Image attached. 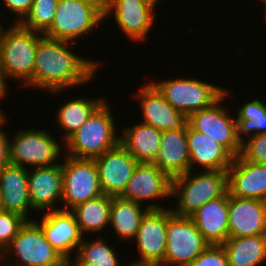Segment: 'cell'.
Masks as SVG:
<instances>
[{
  "instance_id": "1",
  "label": "cell",
  "mask_w": 266,
  "mask_h": 266,
  "mask_svg": "<svg viewBox=\"0 0 266 266\" xmlns=\"http://www.w3.org/2000/svg\"><path fill=\"white\" fill-rule=\"evenodd\" d=\"M70 45V42L42 35L35 55L33 79L26 86L57 95L65 88L91 82L100 63L77 56L69 49Z\"/></svg>"
},
{
  "instance_id": "2",
  "label": "cell",
  "mask_w": 266,
  "mask_h": 266,
  "mask_svg": "<svg viewBox=\"0 0 266 266\" xmlns=\"http://www.w3.org/2000/svg\"><path fill=\"white\" fill-rule=\"evenodd\" d=\"M0 31V68L6 79L15 78L24 87L33 79L35 55L42 33L15 23Z\"/></svg>"
},
{
  "instance_id": "3",
  "label": "cell",
  "mask_w": 266,
  "mask_h": 266,
  "mask_svg": "<svg viewBox=\"0 0 266 266\" xmlns=\"http://www.w3.org/2000/svg\"><path fill=\"white\" fill-rule=\"evenodd\" d=\"M200 173V174H199ZM172 178L171 196L177 197L173 214L189 217L205 203L224 196L228 192L227 170H204Z\"/></svg>"
},
{
  "instance_id": "4",
  "label": "cell",
  "mask_w": 266,
  "mask_h": 266,
  "mask_svg": "<svg viewBox=\"0 0 266 266\" xmlns=\"http://www.w3.org/2000/svg\"><path fill=\"white\" fill-rule=\"evenodd\" d=\"M111 107L105 100L65 142L67 156L94 159L119 143Z\"/></svg>"
},
{
  "instance_id": "5",
  "label": "cell",
  "mask_w": 266,
  "mask_h": 266,
  "mask_svg": "<svg viewBox=\"0 0 266 266\" xmlns=\"http://www.w3.org/2000/svg\"><path fill=\"white\" fill-rule=\"evenodd\" d=\"M104 1L58 0L55 17L46 37L72 42L83 38L104 21Z\"/></svg>"
},
{
  "instance_id": "6",
  "label": "cell",
  "mask_w": 266,
  "mask_h": 266,
  "mask_svg": "<svg viewBox=\"0 0 266 266\" xmlns=\"http://www.w3.org/2000/svg\"><path fill=\"white\" fill-rule=\"evenodd\" d=\"M12 252H14L13 255L16 261L18 260V263H10V260L7 258L8 254L10 258ZM6 253L2 266L69 265V262L45 239L42 229L34 220L26 221L18 234L6 246Z\"/></svg>"
},
{
  "instance_id": "7",
  "label": "cell",
  "mask_w": 266,
  "mask_h": 266,
  "mask_svg": "<svg viewBox=\"0 0 266 266\" xmlns=\"http://www.w3.org/2000/svg\"><path fill=\"white\" fill-rule=\"evenodd\" d=\"M151 83L169 104L187 117L194 112L210 107L224 94L223 87L197 80L194 77L191 79H166L159 83H154V81Z\"/></svg>"
},
{
  "instance_id": "8",
  "label": "cell",
  "mask_w": 266,
  "mask_h": 266,
  "mask_svg": "<svg viewBox=\"0 0 266 266\" xmlns=\"http://www.w3.org/2000/svg\"><path fill=\"white\" fill-rule=\"evenodd\" d=\"M208 245L190 217L177 216L167 209V241L161 265L189 266Z\"/></svg>"
},
{
  "instance_id": "9",
  "label": "cell",
  "mask_w": 266,
  "mask_h": 266,
  "mask_svg": "<svg viewBox=\"0 0 266 266\" xmlns=\"http://www.w3.org/2000/svg\"><path fill=\"white\" fill-rule=\"evenodd\" d=\"M94 159H79L66 155L62 163L61 210L70 211L87 200L102 195Z\"/></svg>"
},
{
  "instance_id": "10",
  "label": "cell",
  "mask_w": 266,
  "mask_h": 266,
  "mask_svg": "<svg viewBox=\"0 0 266 266\" xmlns=\"http://www.w3.org/2000/svg\"><path fill=\"white\" fill-rule=\"evenodd\" d=\"M9 142L10 162L21 167H49L58 164L62 146L45 130H22ZM27 165V166H25Z\"/></svg>"
},
{
  "instance_id": "11",
  "label": "cell",
  "mask_w": 266,
  "mask_h": 266,
  "mask_svg": "<svg viewBox=\"0 0 266 266\" xmlns=\"http://www.w3.org/2000/svg\"><path fill=\"white\" fill-rule=\"evenodd\" d=\"M224 88V94L210 107L194 112L188 116L187 124L195 131L202 132L223 145L234 157L240 154L241 142L237 137L236 118L229 115L223 108L222 100L228 93Z\"/></svg>"
},
{
  "instance_id": "12",
  "label": "cell",
  "mask_w": 266,
  "mask_h": 266,
  "mask_svg": "<svg viewBox=\"0 0 266 266\" xmlns=\"http://www.w3.org/2000/svg\"><path fill=\"white\" fill-rule=\"evenodd\" d=\"M156 3L151 0H104V20L113 14L116 24L126 37L144 41L153 26Z\"/></svg>"
},
{
  "instance_id": "13",
  "label": "cell",
  "mask_w": 266,
  "mask_h": 266,
  "mask_svg": "<svg viewBox=\"0 0 266 266\" xmlns=\"http://www.w3.org/2000/svg\"><path fill=\"white\" fill-rule=\"evenodd\" d=\"M104 195L120 196L132 177L138 161L120 144L94 158Z\"/></svg>"
},
{
  "instance_id": "14",
  "label": "cell",
  "mask_w": 266,
  "mask_h": 266,
  "mask_svg": "<svg viewBox=\"0 0 266 266\" xmlns=\"http://www.w3.org/2000/svg\"><path fill=\"white\" fill-rule=\"evenodd\" d=\"M41 221H35L42 229L45 239L56 249L68 262L71 261L72 251L78 249L83 241L84 234L70 211H48L41 216Z\"/></svg>"
},
{
  "instance_id": "15",
  "label": "cell",
  "mask_w": 266,
  "mask_h": 266,
  "mask_svg": "<svg viewBox=\"0 0 266 266\" xmlns=\"http://www.w3.org/2000/svg\"><path fill=\"white\" fill-rule=\"evenodd\" d=\"M172 178L154 163L138 162L124 192L123 199L141 204L147 200L171 197Z\"/></svg>"
},
{
  "instance_id": "16",
  "label": "cell",
  "mask_w": 266,
  "mask_h": 266,
  "mask_svg": "<svg viewBox=\"0 0 266 266\" xmlns=\"http://www.w3.org/2000/svg\"><path fill=\"white\" fill-rule=\"evenodd\" d=\"M135 95L140 99L143 123L160 131L183 129L187 125L188 117L169 104L152 83L143 85Z\"/></svg>"
},
{
  "instance_id": "17",
  "label": "cell",
  "mask_w": 266,
  "mask_h": 266,
  "mask_svg": "<svg viewBox=\"0 0 266 266\" xmlns=\"http://www.w3.org/2000/svg\"><path fill=\"white\" fill-rule=\"evenodd\" d=\"M28 192L35 212L61 210L54 206L62 199V164L34 167L28 171Z\"/></svg>"
},
{
  "instance_id": "18",
  "label": "cell",
  "mask_w": 266,
  "mask_h": 266,
  "mask_svg": "<svg viewBox=\"0 0 266 266\" xmlns=\"http://www.w3.org/2000/svg\"><path fill=\"white\" fill-rule=\"evenodd\" d=\"M229 238L266 234V202L229 194Z\"/></svg>"
},
{
  "instance_id": "19",
  "label": "cell",
  "mask_w": 266,
  "mask_h": 266,
  "mask_svg": "<svg viewBox=\"0 0 266 266\" xmlns=\"http://www.w3.org/2000/svg\"><path fill=\"white\" fill-rule=\"evenodd\" d=\"M141 261L162 264L167 241V208L149 210L142 218L133 239Z\"/></svg>"
},
{
  "instance_id": "20",
  "label": "cell",
  "mask_w": 266,
  "mask_h": 266,
  "mask_svg": "<svg viewBox=\"0 0 266 266\" xmlns=\"http://www.w3.org/2000/svg\"><path fill=\"white\" fill-rule=\"evenodd\" d=\"M227 174L230 195L266 202V164L249 162L238 155Z\"/></svg>"
},
{
  "instance_id": "21",
  "label": "cell",
  "mask_w": 266,
  "mask_h": 266,
  "mask_svg": "<svg viewBox=\"0 0 266 266\" xmlns=\"http://www.w3.org/2000/svg\"><path fill=\"white\" fill-rule=\"evenodd\" d=\"M28 170L10 164L0 170V210L20 214L27 220L30 208Z\"/></svg>"
},
{
  "instance_id": "22",
  "label": "cell",
  "mask_w": 266,
  "mask_h": 266,
  "mask_svg": "<svg viewBox=\"0 0 266 266\" xmlns=\"http://www.w3.org/2000/svg\"><path fill=\"white\" fill-rule=\"evenodd\" d=\"M187 145L191 172L197 164L204 170H227L233 162L234 156L223 145L206 134L193 130L188 124Z\"/></svg>"
},
{
  "instance_id": "23",
  "label": "cell",
  "mask_w": 266,
  "mask_h": 266,
  "mask_svg": "<svg viewBox=\"0 0 266 266\" xmlns=\"http://www.w3.org/2000/svg\"><path fill=\"white\" fill-rule=\"evenodd\" d=\"M229 193L205 203L189 217L203 238L214 245H221L229 238Z\"/></svg>"
},
{
  "instance_id": "24",
  "label": "cell",
  "mask_w": 266,
  "mask_h": 266,
  "mask_svg": "<svg viewBox=\"0 0 266 266\" xmlns=\"http://www.w3.org/2000/svg\"><path fill=\"white\" fill-rule=\"evenodd\" d=\"M187 125L183 129L162 131L160 149L153 162L171 178L189 171Z\"/></svg>"
},
{
  "instance_id": "25",
  "label": "cell",
  "mask_w": 266,
  "mask_h": 266,
  "mask_svg": "<svg viewBox=\"0 0 266 266\" xmlns=\"http://www.w3.org/2000/svg\"><path fill=\"white\" fill-rule=\"evenodd\" d=\"M164 209L161 205L150 203L146 208L120 196H111L109 223L116 232V237L133 240L137 234L142 218L149 210Z\"/></svg>"
},
{
  "instance_id": "26",
  "label": "cell",
  "mask_w": 266,
  "mask_h": 266,
  "mask_svg": "<svg viewBox=\"0 0 266 266\" xmlns=\"http://www.w3.org/2000/svg\"><path fill=\"white\" fill-rule=\"evenodd\" d=\"M119 143L138 161L153 163L158 156L162 131L146 123L123 128Z\"/></svg>"
},
{
  "instance_id": "27",
  "label": "cell",
  "mask_w": 266,
  "mask_h": 266,
  "mask_svg": "<svg viewBox=\"0 0 266 266\" xmlns=\"http://www.w3.org/2000/svg\"><path fill=\"white\" fill-rule=\"evenodd\" d=\"M221 245L229 266H259L266 261V234L228 238Z\"/></svg>"
},
{
  "instance_id": "28",
  "label": "cell",
  "mask_w": 266,
  "mask_h": 266,
  "mask_svg": "<svg viewBox=\"0 0 266 266\" xmlns=\"http://www.w3.org/2000/svg\"><path fill=\"white\" fill-rule=\"evenodd\" d=\"M111 196L100 195L70 210L81 233L101 232L109 224Z\"/></svg>"
},
{
  "instance_id": "29",
  "label": "cell",
  "mask_w": 266,
  "mask_h": 266,
  "mask_svg": "<svg viewBox=\"0 0 266 266\" xmlns=\"http://www.w3.org/2000/svg\"><path fill=\"white\" fill-rule=\"evenodd\" d=\"M105 101L102 98H73L58 108L57 122L64 131L63 142L87 121L90 115Z\"/></svg>"
},
{
  "instance_id": "30",
  "label": "cell",
  "mask_w": 266,
  "mask_h": 266,
  "mask_svg": "<svg viewBox=\"0 0 266 266\" xmlns=\"http://www.w3.org/2000/svg\"><path fill=\"white\" fill-rule=\"evenodd\" d=\"M76 255L69 262L70 266H122L119 264L118 254L100 237L92 241L84 237Z\"/></svg>"
},
{
  "instance_id": "31",
  "label": "cell",
  "mask_w": 266,
  "mask_h": 266,
  "mask_svg": "<svg viewBox=\"0 0 266 266\" xmlns=\"http://www.w3.org/2000/svg\"><path fill=\"white\" fill-rule=\"evenodd\" d=\"M236 113L237 137L240 142L245 140L242 138L244 134L251 137L266 133V103L260 101V98L244 103Z\"/></svg>"
},
{
  "instance_id": "32",
  "label": "cell",
  "mask_w": 266,
  "mask_h": 266,
  "mask_svg": "<svg viewBox=\"0 0 266 266\" xmlns=\"http://www.w3.org/2000/svg\"><path fill=\"white\" fill-rule=\"evenodd\" d=\"M57 4L58 0H33L29 13L19 24L44 34L53 23Z\"/></svg>"
},
{
  "instance_id": "33",
  "label": "cell",
  "mask_w": 266,
  "mask_h": 266,
  "mask_svg": "<svg viewBox=\"0 0 266 266\" xmlns=\"http://www.w3.org/2000/svg\"><path fill=\"white\" fill-rule=\"evenodd\" d=\"M241 142L239 156L249 162L266 164V133L253 135Z\"/></svg>"
},
{
  "instance_id": "34",
  "label": "cell",
  "mask_w": 266,
  "mask_h": 266,
  "mask_svg": "<svg viewBox=\"0 0 266 266\" xmlns=\"http://www.w3.org/2000/svg\"><path fill=\"white\" fill-rule=\"evenodd\" d=\"M27 219L20 214L0 210V241L6 247L18 234Z\"/></svg>"
},
{
  "instance_id": "35",
  "label": "cell",
  "mask_w": 266,
  "mask_h": 266,
  "mask_svg": "<svg viewBox=\"0 0 266 266\" xmlns=\"http://www.w3.org/2000/svg\"><path fill=\"white\" fill-rule=\"evenodd\" d=\"M189 266H229V263L222 245L209 244Z\"/></svg>"
},
{
  "instance_id": "36",
  "label": "cell",
  "mask_w": 266,
  "mask_h": 266,
  "mask_svg": "<svg viewBox=\"0 0 266 266\" xmlns=\"http://www.w3.org/2000/svg\"><path fill=\"white\" fill-rule=\"evenodd\" d=\"M2 3L11 13H15V17H18L15 23H20L29 13L33 0H2Z\"/></svg>"
},
{
  "instance_id": "37",
  "label": "cell",
  "mask_w": 266,
  "mask_h": 266,
  "mask_svg": "<svg viewBox=\"0 0 266 266\" xmlns=\"http://www.w3.org/2000/svg\"><path fill=\"white\" fill-rule=\"evenodd\" d=\"M5 121L6 119L0 123V170L11 164L9 151L10 136L1 130V127L5 124Z\"/></svg>"
},
{
  "instance_id": "38",
  "label": "cell",
  "mask_w": 266,
  "mask_h": 266,
  "mask_svg": "<svg viewBox=\"0 0 266 266\" xmlns=\"http://www.w3.org/2000/svg\"><path fill=\"white\" fill-rule=\"evenodd\" d=\"M7 83L8 82H6L3 76L2 70L0 68V100L3 99L7 95V92H8Z\"/></svg>"
},
{
  "instance_id": "39",
  "label": "cell",
  "mask_w": 266,
  "mask_h": 266,
  "mask_svg": "<svg viewBox=\"0 0 266 266\" xmlns=\"http://www.w3.org/2000/svg\"><path fill=\"white\" fill-rule=\"evenodd\" d=\"M125 266V265H124ZM127 266H161V264H158L156 262L152 261H133L132 263L128 264Z\"/></svg>"
},
{
  "instance_id": "40",
  "label": "cell",
  "mask_w": 266,
  "mask_h": 266,
  "mask_svg": "<svg viewBox=\"0 0 266 266\" xmlns=\"http://www.w3.org/2000/svg\"><path fill=\"white\" fill-rule=\"evenodd\" d=\"M6 247L2 244V242L0 241V266L3 265V259L6 258Z\"/></svg>"
},
{
  "instance_id": "41",
  "label": "cell",
  "mask_w": 266,
  "mask_h": 266,
  "mask_svg": "<svg viewBox=\"0 0 266 266\" xmlns=\"http://www.w3.org/2000/svg\"><path fill=\"white\" fill-rule=\"evenodd\" d=\"M6 116L3 114L2 110L0 109V123H2L6 118Z\"/></svg>"
},
{
  "instance_id": "42",
  "label": "cell",
  "mask_w": 266,
  "mask_h": 266,
  "mask_svg": "<svg viewBox=\"0 0 266 266\" xmlns=\"http://www.w3.org/2000/svg\"><path fill=\"white\" fill-rule=\"evenodd\" d=\"M260 2H262L266 6V0H260Z\"/></svg>"
},
{
  "instance_id": "43",
  "label": "cell",
  "mask_w": 266,
  "mask_h": 266,
  "mask_svg": "<svg viewBox=\"0 0 266 266\" xmlns=\"http://www.w3.org/2000/svg\"><path fill=\"white\" fill-rule=\"evenodd\" d=\"M151 1H153L154 3H156V4H157L159 0H151Z\"/></svg>"
},
{
  "instance_id": "44",
  "label": "cell",
  "mask_w": 266,
  "mask_h": 266,
  "mask_svg": "<svg viewBox=\"0 0 266 266\" xmlns=\"http://www.w3.org/2000/svg\"><path fill=\"white\" fill-rule=\"evenodd\" d=\"M2 27H4V26H2V24H1V22H0V31H1Z\"/></svg>"
}]
</instances>
